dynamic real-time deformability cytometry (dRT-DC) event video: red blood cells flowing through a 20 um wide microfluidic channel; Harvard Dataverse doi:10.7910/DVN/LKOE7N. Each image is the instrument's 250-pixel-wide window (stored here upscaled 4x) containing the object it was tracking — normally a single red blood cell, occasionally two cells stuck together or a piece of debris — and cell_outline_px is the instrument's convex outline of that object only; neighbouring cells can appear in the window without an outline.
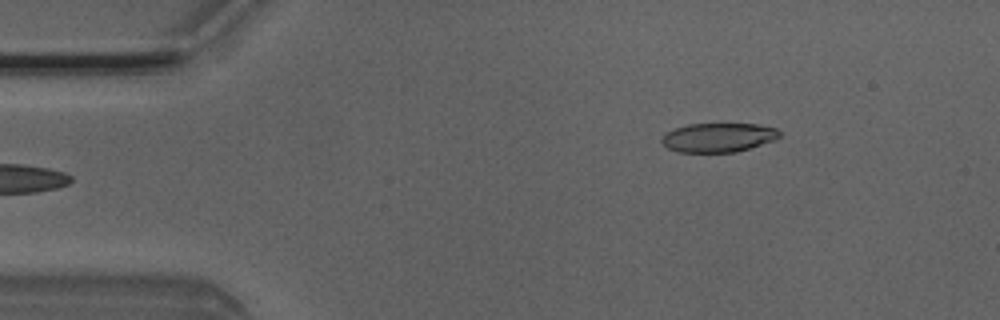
{"species": "Egyptian fruit bat (a non-hibernating species)", "species_latin": "Rousettus aegyptiacus", "temperature_condition": "room temperature", "stored_images_in_passage": 5, "camera_frame_rate_fps": 3000, "um_per_image_px": 0.085, "animal": {"sex": "male"}, "frame": {"image": 1, "passage_image": 5, "time_ms": 1.333, "image_size_px": [1000, 320], "cell_outline_px": [[784, 136], [776, 140], [736, 152], [676, 152], [668, 148], [660, 140], [660, 136], [676, 128], [688, 124], [760, 124], [776, 128], [784, 132]], "centroid_in_image_um": [61.13, 11.68], "position_along_channel_um": 23.9, "area_um2": 20.29}}